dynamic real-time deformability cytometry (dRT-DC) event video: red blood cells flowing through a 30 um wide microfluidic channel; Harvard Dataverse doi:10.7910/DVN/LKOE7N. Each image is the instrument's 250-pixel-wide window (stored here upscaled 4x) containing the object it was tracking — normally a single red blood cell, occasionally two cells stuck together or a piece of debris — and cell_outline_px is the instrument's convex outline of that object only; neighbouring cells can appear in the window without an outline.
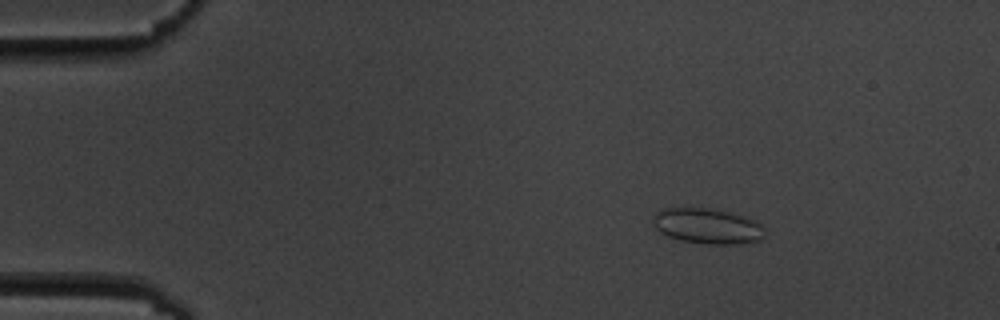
{"species": "common noctule bat (a hibernating species)", "species_latin": "Nyctalus noctula", "temperature_condition": "cold", "stored_images_in_passage": 3, "camera_frame_rate_fps": 3000, "um_per_image_px": 0.085, "animal": {"sex": "male", "body_mass_g": 19.5, "forearm_length_mm": 54.6}, "frame": {"image": 1, "passage_image": 1, "time_ms": 0.0, "image_size_px": [1000, 320], "cell_outline_px": [[764, 236], [760, 240], [736, 244], [704, 244], [680, 240], [668, 236], [660, 232], [652, 224], [652, 220], [656, 212], [660, 208], [716, 208], [744, 216], [756, 220], [764, 228]], "centroid_in_image_um": [60.12, 19.2], "position_along_channel_um": 24.9, "area_um2": 23.35}}